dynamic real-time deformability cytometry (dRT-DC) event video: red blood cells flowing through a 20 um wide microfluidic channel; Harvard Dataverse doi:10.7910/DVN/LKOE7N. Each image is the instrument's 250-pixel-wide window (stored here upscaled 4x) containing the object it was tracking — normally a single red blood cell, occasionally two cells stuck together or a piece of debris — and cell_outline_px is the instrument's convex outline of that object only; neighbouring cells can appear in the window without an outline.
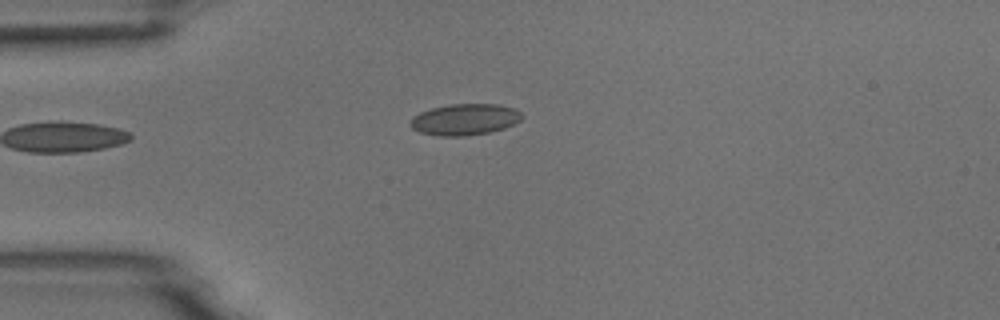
{"species": "common noctule bat (a hibernating species)", "species_latin": "Nyctalus noctula", "temperature_condition": "room temperature", "stored_images_in_passage": 4, "camera_frame_rate_fps": 3000, "um_per_image_px": 0.085, "animal": {"sex": "male", "body_mass_g": 18.8}, "frame": {"image": 1, "passage_image": 4, "time_ms": 3.333, "image_size_px": [1000, 320], "cell_outline_px": [[524, 116], [520, 120], [504, 128], [488, 132], [464, 136], [440, 136], [420, 132], [412, 128], [408, 124], [412, 116], [420, 112], [432, 108], [448, 104], [500, 104], [516, 108]], "centroid_in_image_um": [39.49, 10.14], "position_along_channel_um": 45.5, "area_um2": 20.46}}